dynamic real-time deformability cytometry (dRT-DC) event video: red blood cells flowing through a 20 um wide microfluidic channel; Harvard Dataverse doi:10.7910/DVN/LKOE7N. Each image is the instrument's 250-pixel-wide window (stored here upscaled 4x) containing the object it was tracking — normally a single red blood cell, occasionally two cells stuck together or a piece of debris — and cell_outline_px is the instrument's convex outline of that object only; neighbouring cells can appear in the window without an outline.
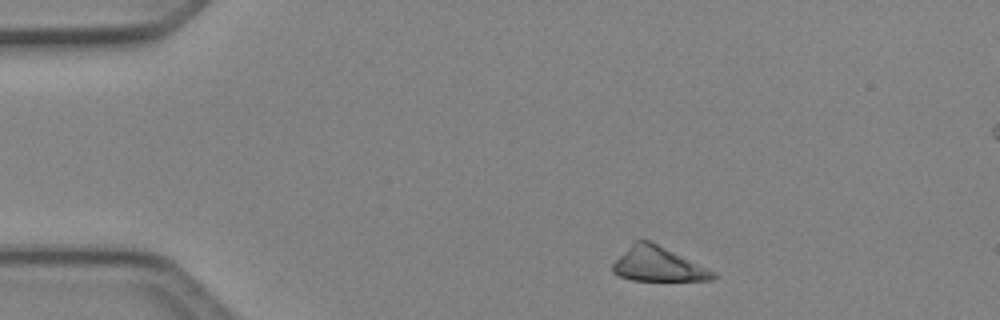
{"species": "Egyptian fruit bat (a non-hibernating species)", "species_latin": "Rousettus aegyptiacus", "temperature_condition": "cold", "stored_images_in_passage": 2, "camera_frame_rate_fps": 3000, "um_per_image_px": 0.085, "animal": {"sex": "female"}, "frame": {"image": 1, "passage_image": 1, "time_ms": 0.0, "image_size_px": [1000, 320], "cell_outline_px": [[716, 280], [632, 280], [616, 276], [612, 272], [612, 264], [632, 240], [648, 240], [708, 268], [716, 272]], "centroid_in_image_um": [55.88, 22.47], "position_along_channel_um": 29.1, "area_um2": 20.11}}